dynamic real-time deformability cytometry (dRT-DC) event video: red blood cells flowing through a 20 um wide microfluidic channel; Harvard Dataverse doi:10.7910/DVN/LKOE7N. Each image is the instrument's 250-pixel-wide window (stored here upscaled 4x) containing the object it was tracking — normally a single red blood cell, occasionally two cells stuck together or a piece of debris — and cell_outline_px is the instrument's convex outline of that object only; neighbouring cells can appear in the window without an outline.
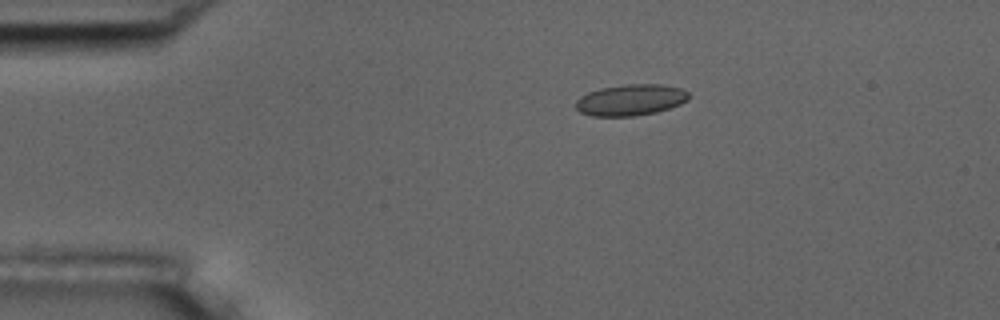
{"species": "common noctule bat (a hibernating species)", "species_latin": "Nyctalus noctula", "temperature_condition": "room temperature", "stored_images_in_passage": 6, "segment_of_instrument_passage": [1, 2], "camera_frame_rate_fps": 3000, "um_per_image_px": 0.085, "animal": {"sex": "male", "body_mass_g": 17.5, "forearm_length_mm": 52.3}, "frame": {"image": 1, "passage_image": 3, "time_ms": 3.333, "image_size_px": [1000, 320], "cell_outline_px": [[688, 100], [680, 104], [656, 112], [636, 116], [592, 116], [580, 112], [576, 108], [576, 100], [580, 96], [588, 92], [600, 88], [624, 84], [660, 84], [680, 88], [688, 92]], "centroid_in_image_um": [53.58, 8.49], "position_along_channel_um": 31.4, "area_um2": 20.58}}